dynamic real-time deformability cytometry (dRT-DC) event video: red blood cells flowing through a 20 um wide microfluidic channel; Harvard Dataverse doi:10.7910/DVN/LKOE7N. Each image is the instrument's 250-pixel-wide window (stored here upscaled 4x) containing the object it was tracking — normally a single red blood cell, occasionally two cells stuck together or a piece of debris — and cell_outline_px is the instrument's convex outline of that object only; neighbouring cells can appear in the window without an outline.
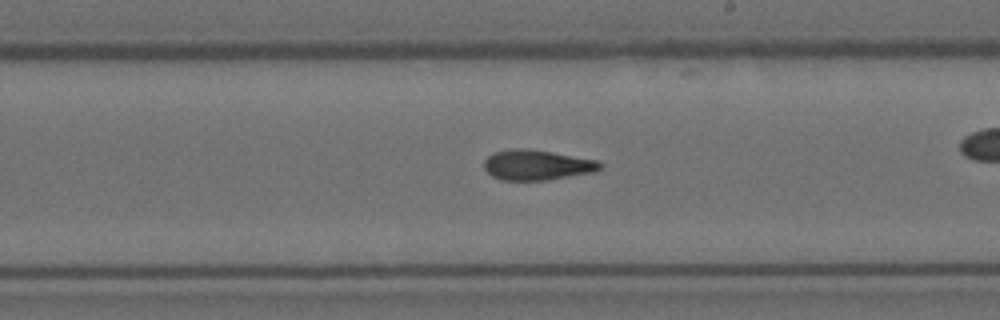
{"species": "Egyptian fruit bat (a non-hibernating species)", "species_latin": "Rousettus aegyptiacus", "temperature_condition": "room temperature", "stored_images_in_passage": 41, "camera_frame_rate_fps": 3000, "um_per_image_px": 0.085, "animal": {"sex": "female"}, "frame": {"image": 1, "passage_image": 23, "time_ms": 7.333, "image_size_px": [1000, 320], "cell_outline_px": [[604, 168], [596, 172], [548, 180], [500, 180], [492, 176], [484, 168], [484, 160], [492, 152], [512, 148], [528, 148], [600, 160], [604, 164]], "centroid_in_image_um": [45.69, 14.02], "position_along_channel_um": 243.3, "area_um2": 20.92}}
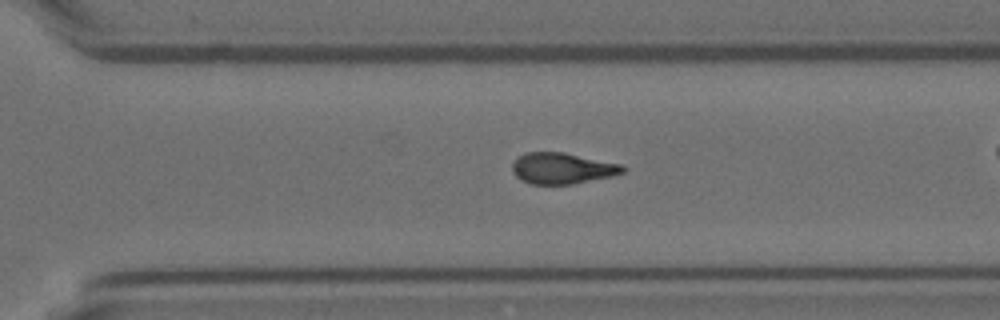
{"frame": {"image": 2, "passage_image": 29, "time_ms": 9.333, "image_size_px": [1000, 320], "cell_outline_px": [[624, 172], [612, 176], [572, 184], [528, 184], [520, 180], [512, 172], [512, 164], [516, 156], [524, 152], [564, 152], [624, 164]], "centroid_in_image_um": [47.76, 14.3], "position_along_channel_um": 322.8, "area_um2": 20.35}}